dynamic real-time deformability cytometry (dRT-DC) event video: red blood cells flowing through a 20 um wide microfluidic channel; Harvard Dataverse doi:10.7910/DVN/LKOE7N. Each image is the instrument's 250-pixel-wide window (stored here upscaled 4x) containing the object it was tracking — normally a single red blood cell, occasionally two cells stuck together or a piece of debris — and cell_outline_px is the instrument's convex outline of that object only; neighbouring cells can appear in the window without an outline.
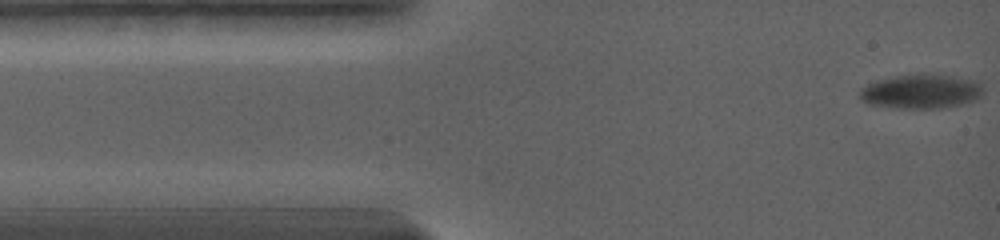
{"species": "common noctule bat (a hibernating species)", "species_latin": "Nyctalus noctula", "temperature_condition": "warm", "stored_images_in_passage": 11, "camera_frame_rate_fps": 5000, "um_per_image_px": 0.085, "animal": {"sex": "female", "body_mass_g": 19.0, "forearm_length_mm": 56.7}, "frame": {"image": 1, "passage_image": 1, "time_ms": 0.0, "image_size_px": [1000, 240], "cell_outline_px": [[984, 92], [976, 100], [964, 104], [940, 108], [896, 108], [868, 104], [860, 100], [860, 88], [876, 80], [896, 76], [924, 72], [936, 72], [980, 80], [984, 88]], "centroid_in_image_um": [78.37, 7.74], "position_along_channel_um": 6.6, "area_um2": 25.66}}
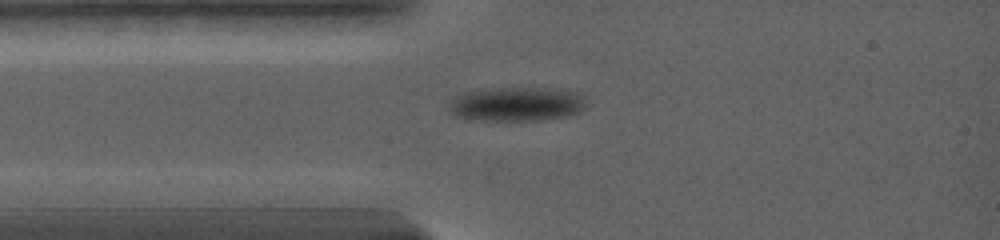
{"frame": {"image": 2, "passage_image": 10, "time_ms": 3.0, "image_size_px": [1000, 240], "cell_outline_px": [[584, 108], [568, 116], [540, 120], [480, 120], [456, 116], [448, 108], [452, 100], [468, 92], [500, 88], [540, 88], [580, 92], [584, 96]], "centroid_in_image_um": [43.97, 8.85], "position_along_channel_um": 41.0, "area_um2": 26.7}}